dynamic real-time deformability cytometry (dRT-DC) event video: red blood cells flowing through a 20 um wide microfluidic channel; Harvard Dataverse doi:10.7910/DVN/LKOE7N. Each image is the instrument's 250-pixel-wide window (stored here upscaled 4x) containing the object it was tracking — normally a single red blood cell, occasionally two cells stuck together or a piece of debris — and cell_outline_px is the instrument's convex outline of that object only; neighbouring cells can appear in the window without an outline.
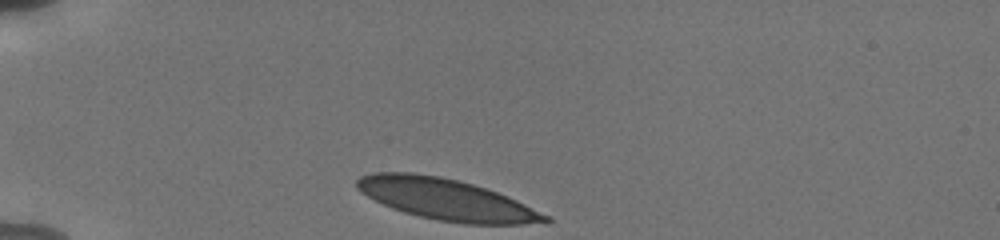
{"species": "human", "species_latin": "Homo sapiens", "temperature_condition": "cold", "stored_images_in_passage": 34, "camera_frame_rate_fps": 3000, "um_per_image_px": 0.085, "donor": {"sex": "male"}, "frame": {"image": 1, "passage_image": 1, "time_ms": 0.0, "image_size_px": [1000, 240], "cell_outline_px": [[548, 220], [492, 224], [448, 220], [428, 216], [412, 212], [388, 204], [372, 196], [360, 184], [360, 180], [368, 176], [428, 176], [452, 180], [480, 188], [504, 196], [544, 216]], "centroid_in_image_um": [38.04, 16.99], "position_along_channel_um": 47.0, "area_um2": 38.49}}
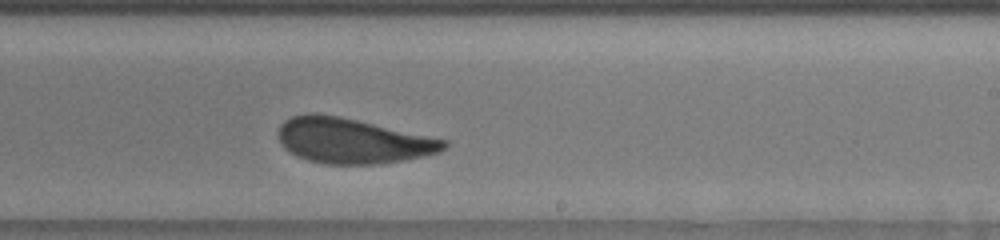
{"frame": {"image": 2, "passage_image": 21, "time_ms": 6.667, "image_size_px": [1000, 240], "cell_outline_px": [[444, 144], [440, 148], [424, 152], [400, 156], [368, 160], [324, 160], [308, 156], [292, 148], [284, 140], [284, 124], [300, 116], [324, 116], [344, 120], [440, 140]], "centroid_in_image_um": [29.88, 11.9], "position_along_channel_um": 259.1, "area_um2": 34.51}}
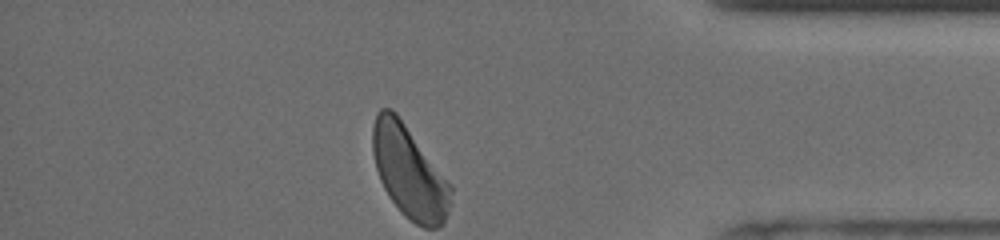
{"frame": {"image": 3, "passage_image": 34, "time_ms": 11.0, "image_size_px": [1000, 240], "cell_outline_px": [[436, 204], [424, 224], [420, 224], [412, 220], [396, 204], [388, 192], [380, 176], [376, 164], [376, 116], [384, 108], [392, 112], [400, 120], [436, 184]], "centroid_in_image_um": [34.3, 14.35], "position_along_channel_um": 400.9, "area_um2": 30.29}, "authors_computed_cell_mechanics": {"area_um2": 35.1424, "velocity_mm_per_s": 3.7565, "shape_relaxation_time_tau1_ms": 8.2528, "shape_relaxation_time_tau2_ms": 1.4162, "deformation_change_tau1": 0.2061, "deformation_change_tau2": 0.1037}}